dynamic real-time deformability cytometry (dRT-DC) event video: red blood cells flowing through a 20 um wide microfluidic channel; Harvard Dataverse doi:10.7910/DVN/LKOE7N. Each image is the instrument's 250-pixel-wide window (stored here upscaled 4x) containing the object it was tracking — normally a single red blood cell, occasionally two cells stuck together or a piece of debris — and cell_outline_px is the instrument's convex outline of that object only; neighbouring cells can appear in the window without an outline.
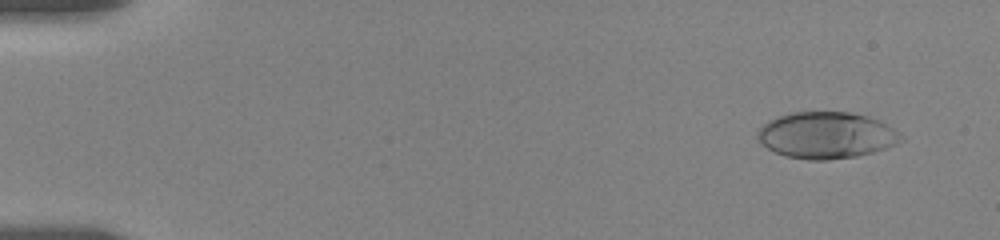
{"species": "human", "species_latin": "Homo sapiens", "temperature_condition": "room temperature", "stored_images_in_passage": 34, "camera_frame_rate_fps": 3000, "um_per_image_px": 0.085, "donor": {"sex": "female"}, "frame": {"image": 1, "passage_image": 2, "time_ms": 1.0, "image_size_px": [1000, 240], "cell_outline_px": [[904, 140], [896, 144], [872, 152], [856, 156], [828, 160], [808, 160], [784, 156], [760, 144], [756, 136], [756, 132], [768, 120], [776, 116], [792, 112], [848, 112], [868, 116], [880, 120], [900, 132], [904, 136]], "centroid_in_image_um": [70.23, 11.49], "position_along_channel_um": 14.8, "area_um2": 39.19}}
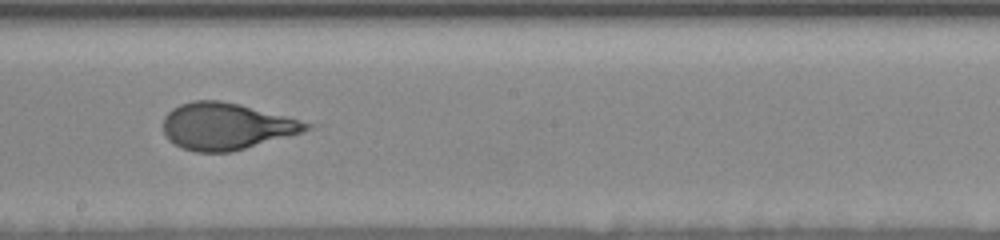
{"frame": {"image": 2, "passage_image": 19, "time_ms": 10.667, "image_size_px": [1000, 240], "cell_outline_px": [[312, 128], [300, 132], [232, 152], [196, 152], [184, 148], [168, 140], [164, 132], [164, 116], [172, 108], [180, 104], [192, 100], [220, 100], [240, 104], [284, 116], [312, 124]], "centroid_in_image_um": [19.17, 10.72], "position_along_channel_um": 229.0, "area_um2": 38.49}}
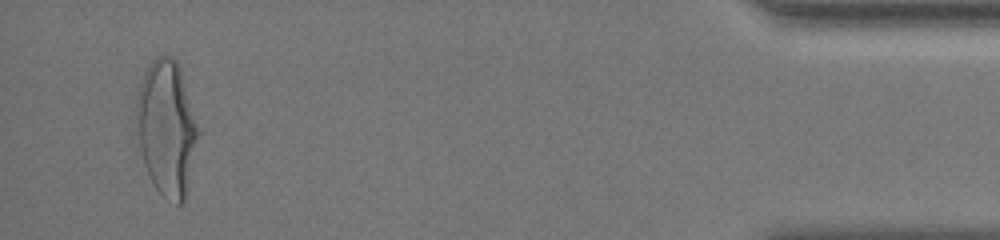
{"frame": {"image": 3, "passage_image": 33, "time_ms": 18.0, "image_size_px": [1000, 240], "cell_outline_px": [[200, 136], [184, 200], [180, 204], [176, 204], [164, 196], [156, 188], [144, 164], [140, 148], [136, 116], [136, 100], [140, 84], [144, 72], [152, 60], [156, 56], [168, 56], [176, 60], [180, 64], [200, 132]], "centroid_in_image_um": [14.19, 10.83], "position_along_channel_um": 421.0, "area_um2": 48.61}, "authors_computed_cell_mechanics": {"area_um2": 38.9283, "velocity_mm_per_s": 3.5319, "shape_relaxation_time_tau1_ms": 5.1925, "shape_relaxation_time_tau2_ms": null, "deformation_change_tau1": 0.2014, "deformation_change_tau2": null}}